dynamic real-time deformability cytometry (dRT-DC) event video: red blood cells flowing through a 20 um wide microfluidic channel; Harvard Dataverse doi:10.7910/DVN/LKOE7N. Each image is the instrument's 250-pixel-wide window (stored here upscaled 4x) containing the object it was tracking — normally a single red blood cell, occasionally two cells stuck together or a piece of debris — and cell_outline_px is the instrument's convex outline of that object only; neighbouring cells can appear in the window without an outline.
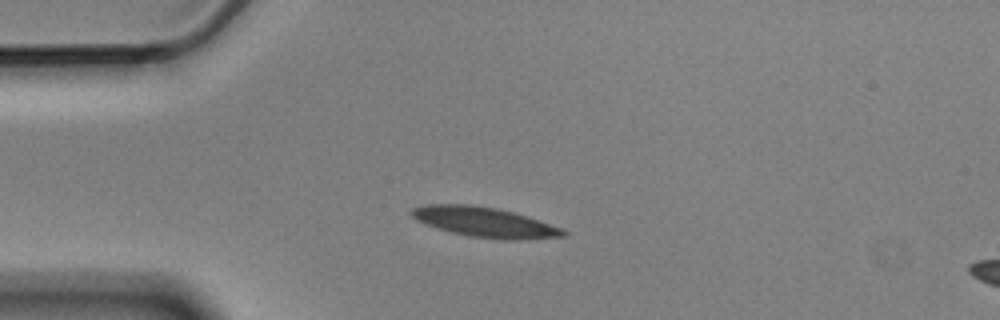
{"species": "Egyptian fruit bat (a non-hibernating species)", "species_latin": "Rousettus aegyptiacus", "temperature_condition": "cold", "stored_images_in_passage": 10, "camera_frame_rate_fps": 3000, "um_per_image_px": 0.085, "animal": {"sex": "male"}, "frame": {"image": 1, "passage_image": 1, "time_ms": 0.0, "image_size_px": [1000, 320], "cell_outline_px": [[568, 232], [564, 236], [516, 240], [500, 240], [468, 236], [436, 228], [424, 224], [416, 220], [408, 212], [412, 208], [424, 204], [468, 204], [496, 208], [512, 212], [564, 228]], "centroid_in_image_um": [41.15, 18.88], "position_along_channel_um": 43.8, "area_um2": 26.59}}
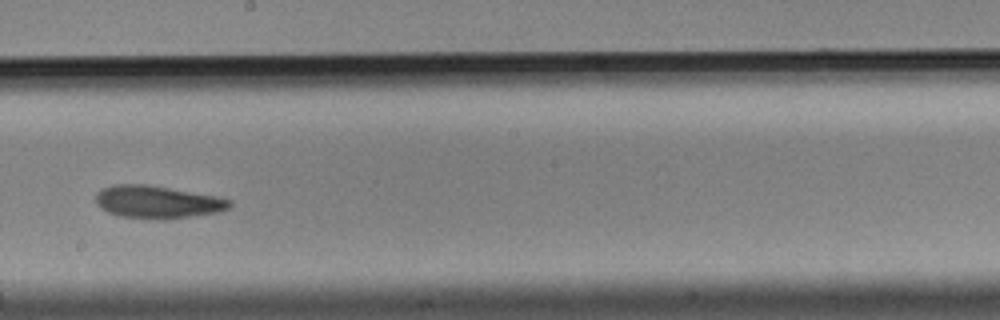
{"frame": {"image": 2, "passage_image": 6, "time_ms": 1.667, "image_size_px": [1000, 320], "cell_outline_px": [[232, 204], [228, 208], [220, 212], [164, 220], [156, 220], [120, 216], [108, 212], [100, 208], [96, 204], [96, 192], [100, 188], [116, 184], [144, 184], [216, 196], [232, 200]], "centroid_in_image_um": [13.35, 17.18], "position_along_channel_um": 234.8, "area_um2": 25.61}}
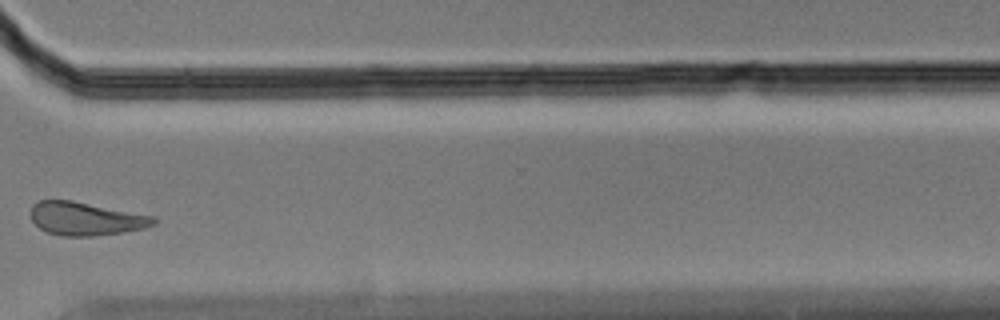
{"frame": {"image": 3, "passage_image": 9, "time_ms": 2.667, "image_size_px": [1000, 320], "cell_outline_px": [[156, 224], [144, 228], [124, 232], [96, 236], [64, 236], [48, 232], [40, 228], [32, 220], [32, 204], [36, 200], [72, 200], [156, 216]], "centroid_in_image_um": [7.33, 18.58], "position_along_channel_um": 363.3, "area_um2": 23.93}}